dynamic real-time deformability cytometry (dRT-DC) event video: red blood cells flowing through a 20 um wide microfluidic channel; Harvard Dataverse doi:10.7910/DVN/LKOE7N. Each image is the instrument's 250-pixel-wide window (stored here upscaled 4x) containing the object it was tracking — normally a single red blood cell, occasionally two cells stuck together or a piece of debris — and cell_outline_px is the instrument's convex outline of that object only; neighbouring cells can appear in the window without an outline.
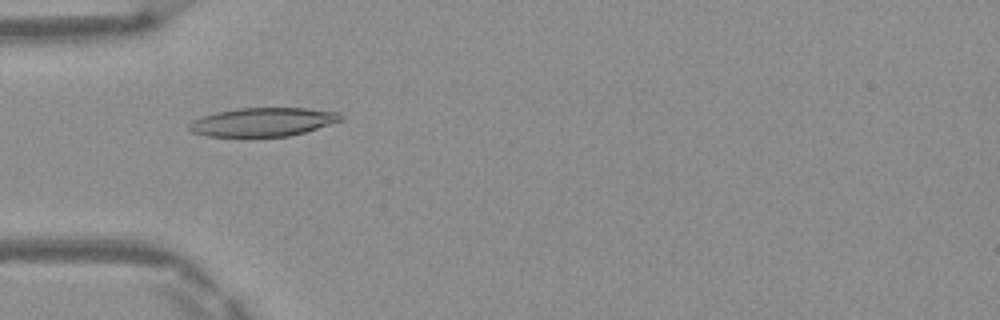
{"species": "Egyptian fruit bat (a non-hibernating species)", "species_latin": "Rousettus aegyptiacus", "temperature_condition": "warm", "stored_images_in_passage": 48, "camera_frame_rate_fps": 3000, "um_per_image_px": 0.085, "frame": {"image": 1, "passage_image": 15, "time_ms": 4.667, "image_size_px": [1000, 320], "cell_outline_px": [[344, 120], [304, 132], [288, 136], [208, 136], [192, 132], [188, 128], [188, 124], [192, 120], [216, 112], [236, 108], [308, 108], [340, 112], [344, 116]], "centroid_in_image_um": [22.38, 10.36], "position_along_channel_um": 62.6, "area_um2": 25.32}}
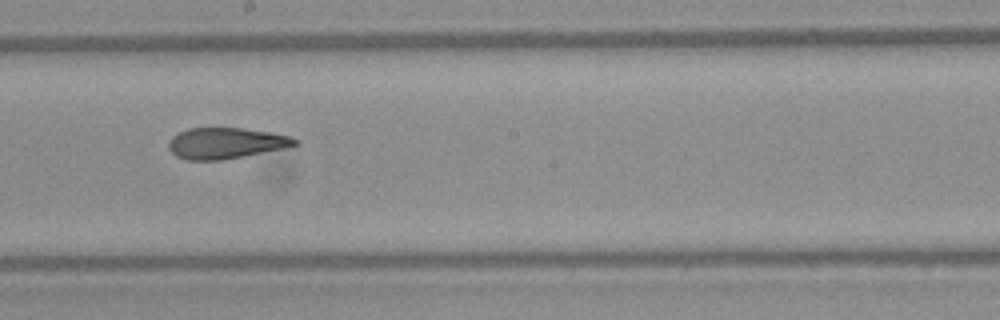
{"frame": {"image": 2, "passage_image": 27, "time_ms": 8.667, "image_size_px": [1000, 320], "cell_outline_px": [[300, 144], [224, 160], [188, 160], [176, 156], [168, 148], [168, 144], [172, 136], [188, 128], [240, 128], [272, 132], [288, 136], [300, 140]], "centroid_in_image_um": [19.18, 12.16], "position_along_channel_um": 229.0, "area_um2": 22.66}}
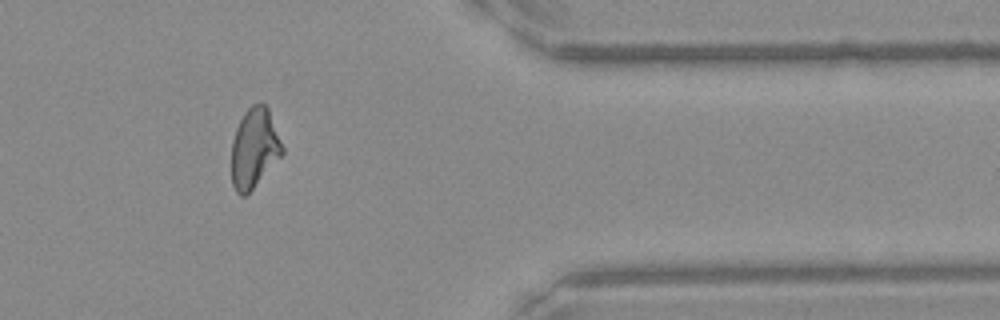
{"frame": {"image": 3, "passage_image": 40, "time_ms": 13.0, "image_size_px": [1000, 320], "cell_outline_px": [[284, 152], [252, 188], [244, 196], [240, 196], [236, 192], [232, 184], [232, 140], [236, 128], [244, 112], [252, 104], [264, 104], [268, 108], [284, 148]], "centroid_in_image_um": [21.6, 12.58], "position_along_channel_um": 389.8, "area_um2": 23.18}, "authors_computed_cell_mechanics": {"area_um2": 24.0737, "velocity_mm_per_s": 4.1754, "shape_relaxation_time_tau1_ms": null, "shape_relaxation_time_tau2_ms": 3.3993, "deformation_change_tau1": null, "deformation_change_tau2": 0.093}}